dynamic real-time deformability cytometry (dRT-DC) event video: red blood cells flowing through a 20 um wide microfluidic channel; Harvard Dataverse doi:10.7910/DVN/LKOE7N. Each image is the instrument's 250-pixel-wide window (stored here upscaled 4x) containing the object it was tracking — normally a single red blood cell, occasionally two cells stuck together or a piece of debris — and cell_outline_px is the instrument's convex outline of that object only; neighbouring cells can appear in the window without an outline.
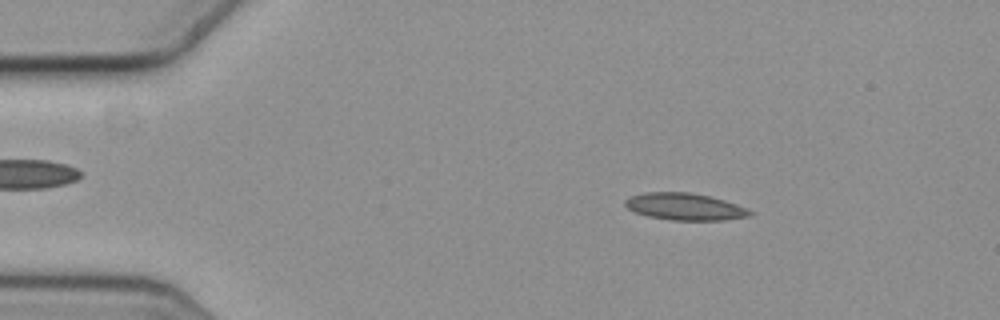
{"species": "common noctule bat (a hibernating species)", "species_latin": "Nyctalus noctula", "temperature_condition": "cold", "stored_images_in_passage": 56, "camera_frame_rate_fps": 3000, "um_per_image_px": 0.085, "animal": {"sex": "female", "body_mass_g": 19.3, "forearm_length_mm": 54.1}, "frame": {"image": 1, "passage_image": 9, "time_ms": 2.667, "image_size_px": [1000, 320], "cell_outline_px": [[752, 216], [728, 220], [668, 220], [648, 216], [636, 212], [628, 208], [624, 204], [624, 200], [632, 196], [644, 192], [688, 192], [708, 196], [724, 200], [736, 204], [752, 212]], "centroid_in_image_um": [58.2, 17.57], "position_along_channel_um": 26.8, "area_um2": 19.54}}
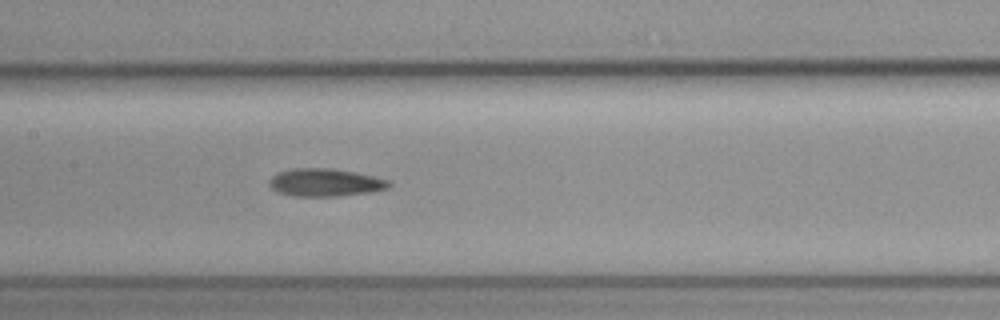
{"frame": {"image": 2, "passage_image": 27, "time_ms": 8.667, "image_size_px": [1000, 320], "cell_outline_px": [[392, 184], [388, 188], [372, 192], [340, 196], [292, 196], [276, 192], [268, 184], [268, 180], [276, 172], [292, 168], [328, 168], [352, 172], [372, 176], [388, 180]], "centroid_in_image_um": [27.58, 15.52], "position_along_channel_um": 179.8, "area_um2": 19.48}}
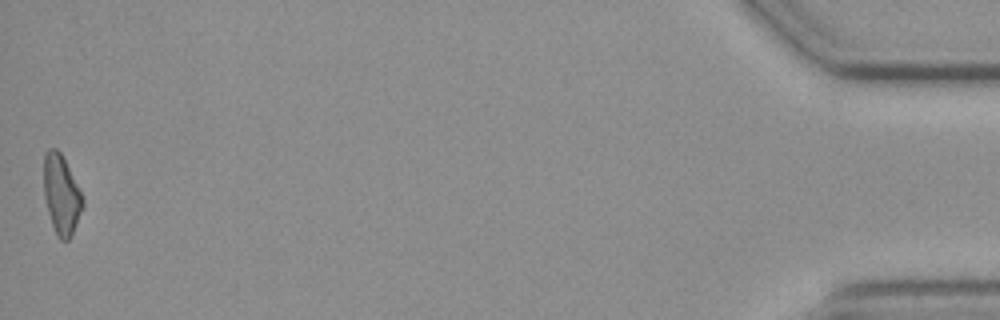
{"frame": {"image": 3, "passage_image": 56, "time_ms": 18.333, "image_size_px": [1000, 320], "cell_outline_px": [[84, 204], [72, 236], [68, 240], [60, 240], [56, 236], [48, 212], [44, 196], [44, 152], [48, 148], [56, 148], [60, 152], [84, 200]], "centroid_in_image_um": [5.2, 16.57], "position_along_channel_um": 430.0, "area_um2": 17.8}, "authors_computed_cell_mechanics": {"area_um2": 18.9584, "velocity_mm_per_s": 3.651, "shape_relaxation_time_tau1_ms": 7.5342, "shape_relaxation_time_tau2_ms": 7.7244, "deformation_change_tau1": 0.1657, "deformation_change_tau2": 0.1781}}